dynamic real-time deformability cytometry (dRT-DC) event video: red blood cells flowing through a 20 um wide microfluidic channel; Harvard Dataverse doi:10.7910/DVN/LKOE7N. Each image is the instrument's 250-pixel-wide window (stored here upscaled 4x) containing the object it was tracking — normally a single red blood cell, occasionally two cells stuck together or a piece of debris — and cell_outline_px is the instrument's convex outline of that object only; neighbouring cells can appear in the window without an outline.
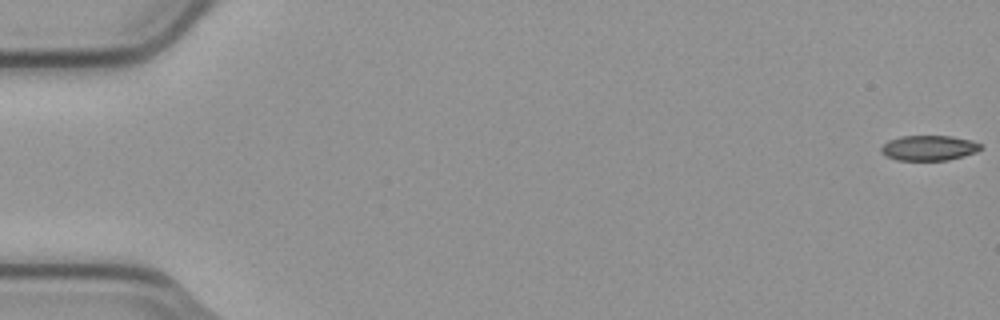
{"species": "common noctule bat (a hibernating species)", "species_latin": "Nyctalus noctula", "temperature_condition": "cold", "stored_images_in_passage": 10, "camera_frame_rate_fps": 3000, "um_per_image_px": 0.085, "animal": {"sex": "male", "body_mass_g": 23.1, "forearm_length_mm": 52.7}, "frame": {"image": 1, "passage_image": 1, "time_ms": 0.0, "image_size_px": [1000, 320], "cell_outline_px": [[980, 148], [976, 152], [964, 156], [948, 160], [896, 160], [884, 156], [880, 152], [880, 148], [888, 140], [900, 136], [952, 136], [972, 140], [980, 144]], "centroid_in_image_um": [78.91, 12.57], "position_along_channel_um": 6.1, "area_um2": 14.68}}
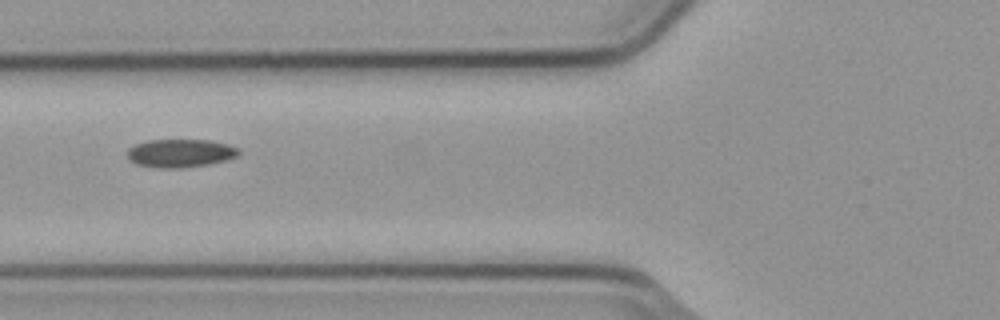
{"frame": {"image": 2, "passage_image": 7, "time_ms": 2.0, "image_size_px": [1000, 320], "cell_outline_px": [[240, 152], [236, 156], [224, 160], [208, 164], [180, 168], [160, 168], [136, 164], [128, 156], [128, 148], [136, 144], [148, 140], [208, 140], [228, 144], [240, 148]], "centroid_in_image_um": [15.34, 13.01], "position_along_channel_um": 110.5, "area_um2": 18.15}}
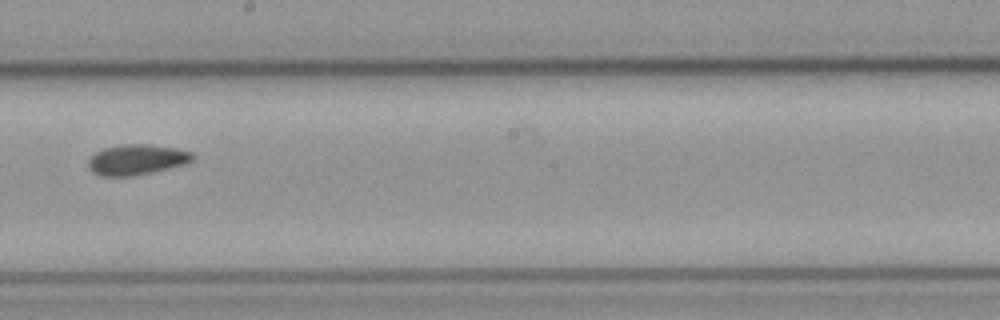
{"frame": {"image": 3, "passage_image": 10, "time_ms": 3.0, "image_size_px": [1000, 320], "cell_outline_px": [[196, 156], [192, 160], [184, 164], [152, 172], [132, 176], [100, 176], [92, 172], [88, 168], [88, 160], [96, 152], [104, 148], [120, 144], [152, 144], [176, 148], [192, 152]], "centroid_in_image_um": [11.61, 13.56], "position_along_channel_um": 236.6, "area_um2": 18.61}}